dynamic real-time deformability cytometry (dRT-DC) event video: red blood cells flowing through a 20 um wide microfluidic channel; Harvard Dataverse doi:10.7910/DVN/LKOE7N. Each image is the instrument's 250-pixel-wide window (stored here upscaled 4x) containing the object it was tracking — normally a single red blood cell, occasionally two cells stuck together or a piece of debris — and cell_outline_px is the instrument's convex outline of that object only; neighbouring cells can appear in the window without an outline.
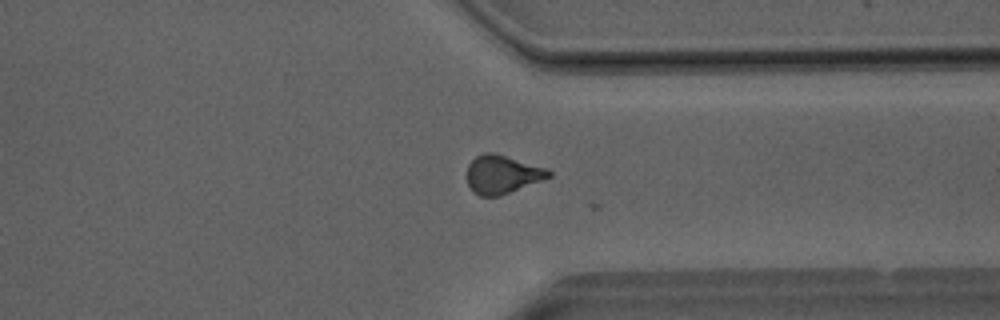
{"species": "Egyptian fruit bat (a non-hibernating species)", "species_latin": "Rousettus aegyptiacus", "temperature_condition": "room temperature", "stored_images_in_passage": 34, "camera_frame_rate_fps": 3000, "um_per_image_px": 0.085, "animal": {"sex": "male"}, "frame": {"image": 1, "passage_image": 27, "time_ms": 8.667, "image_size_px": [1000, 320], "cell_outline_px": [[552, 176], [544, 180], [500, 196], [480, 196], [472, 192], [468, 184], [468, 164], [476, 156], [484, 152], [492, 152], [548, 168], [552, 172]], "centroid_in_image_um": [42.72, 14.83], "position_along_channel_um": 368.7, "area_um2": 18.44}}
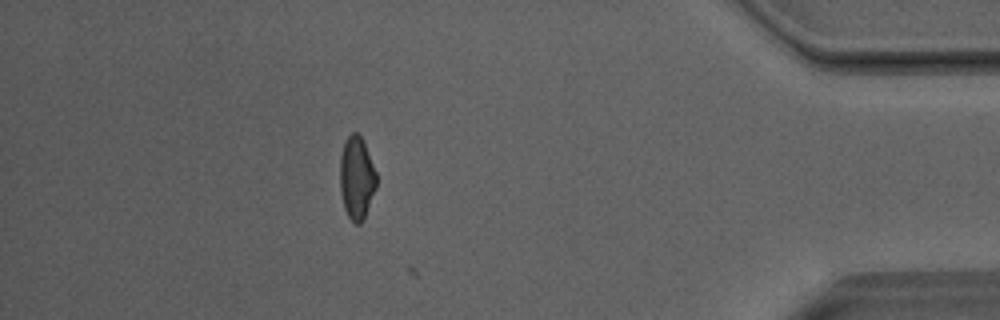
{"frame": {"image": 2, "passage_image": 33, "time_ms": 10.667, "image_size_px": [1000, 320], "cell_outline_px": [[376, 188], [364, 220], [360, 224], [356, 224], [348, 216], [344, 208], [340, 192], [340, 156], [344, 144], [348, 136], [352, 132], [356, 132], [360, 136], [364, 144], [376, 172]], "centroid_in_image_um": [30.31, 15.16], "position_along_channel_um": 404.9, "area_um2": 17.51}}